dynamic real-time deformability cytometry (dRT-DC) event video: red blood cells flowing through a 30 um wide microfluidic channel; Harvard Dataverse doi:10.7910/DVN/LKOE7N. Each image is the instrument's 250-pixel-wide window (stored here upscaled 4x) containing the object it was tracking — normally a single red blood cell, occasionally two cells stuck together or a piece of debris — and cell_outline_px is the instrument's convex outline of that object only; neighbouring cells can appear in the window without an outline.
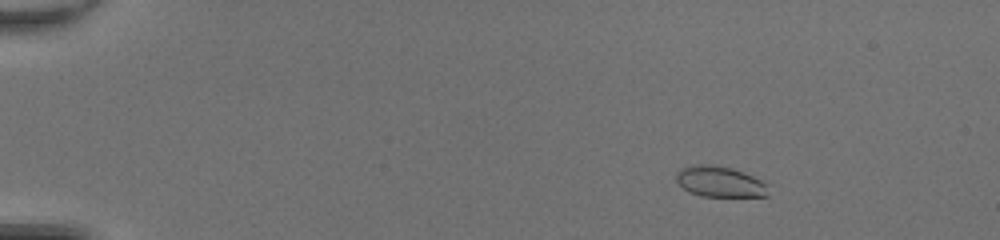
{"species": "common noctule bat (a hibernating species)", "species_latin": "Nyctalus noctula", "temperature_condition": "room temperature", "stored_images_in_passage": 28, "camera_frame_rate_fps": 3000, "um_per_image_px": 0.085, "animal": {"sex": "female", "body_mass_g": 20.0, "forearm_length_mm": 54.0}, "frame": {"image": 1, "passage_image": 9, "time_ms": 2.667, "image_size_px": [1000, 240], "cell_outline_px": [[772, 184], [768, 196], [700, 196], [688, 192], [676, 180], [676, 172], [680, 168], [692, 164], [712, 164], [732, 168], [744, 172]], "centroid_in_image_um": [61.24, 15.43], "position_along_channel_um": 23.8, "area_um2": 16.99}}
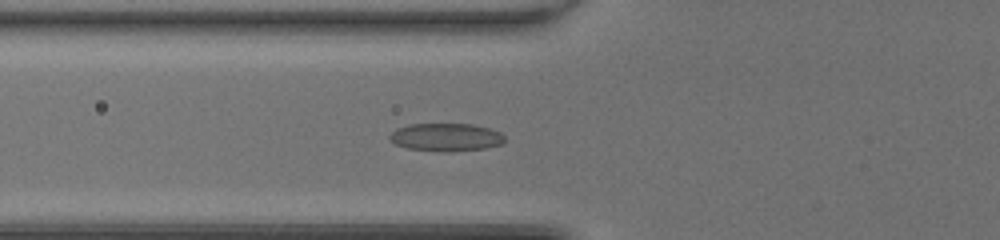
{"frame": {"image": 2, "passage_image": 21, "time_ms": 6.667, "image_size_px": [1000, 240], "cell_outline_px": [[504, 140], [500, 144], [484, 148], [448, 152], [440, 152], [408, 148], [396, 144], [388, 140], [388, 136], [396, 128], [408, 124], [472, 124], [488, 128], [500, 132], [504, 136]], "centroid_in_image_um": [37.86, 11.66], "position_along_channel_um": 87.9, "area_um2": 18.73}}
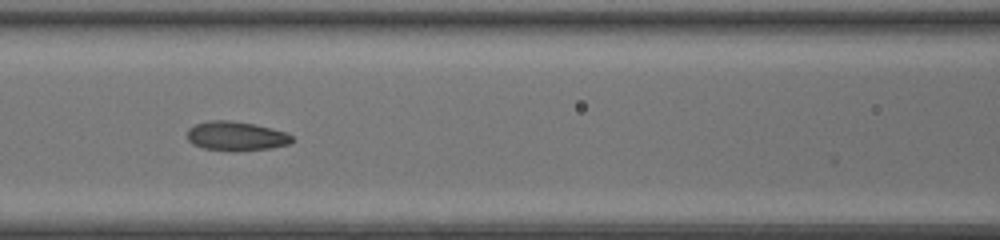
{"frame": {"image": 3, "passage_image": 25, "time_ms": 8.0, "image_size_px": [1000, 240], "cell_outline_px": [[296, 140], [288, 144], [268, 148], [236, 152], [204, 148], [192, 144], [188, 140], [188, 128], [196, 124], [208, 120], [228, 120], [256, 124], [288, 132]], "centroid_in_image_um": [20.09, 11.56], "position_along_channel_um": 146.5, "area_um2": 18.09}}